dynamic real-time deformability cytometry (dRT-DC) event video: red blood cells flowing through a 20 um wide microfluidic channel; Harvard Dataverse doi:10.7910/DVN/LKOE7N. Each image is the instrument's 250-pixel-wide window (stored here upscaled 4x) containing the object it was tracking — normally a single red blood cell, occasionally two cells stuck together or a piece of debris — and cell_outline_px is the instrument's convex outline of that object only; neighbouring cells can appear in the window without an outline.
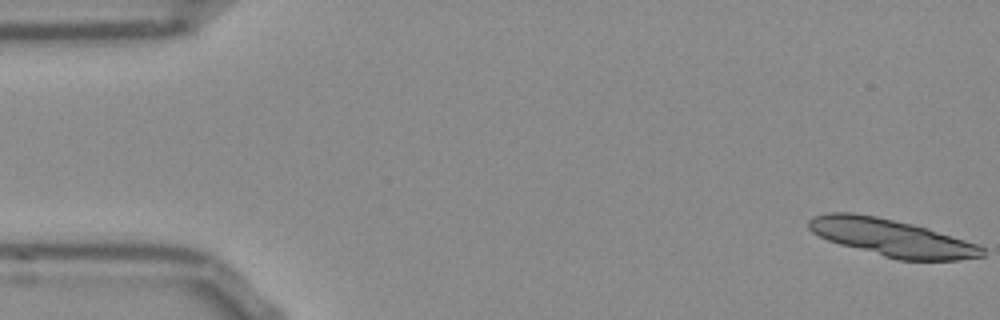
{"species": "Egyptian fruit bat (a non-hibernating species)", "species_latin": "Rousettus aegyptiacus", "temperature_condition": "room temperature", "stored_images_in_passage": 15, "camera_frame_rate_fps": 3000, "um_per_image_px": 0.085, "frame": {"image": 1, "passage_image": 1, "time_ms": 0.0, "image_size_px": [1000, 320], "cell_outline_px": [[984, 256], [960, 260], [896, 260], [840, 244], [828, 240], [812, 232], [808, 228], [808, 220], [812, 216], [828, 212], [852, 212], [876, 216], [912, 224], [928, 228], [976, 244], [984, 248]], "centroid_in_image_um": [75.76, 20.2], "position_along_channel_um": 9.2, "area_um2": 37.51}}